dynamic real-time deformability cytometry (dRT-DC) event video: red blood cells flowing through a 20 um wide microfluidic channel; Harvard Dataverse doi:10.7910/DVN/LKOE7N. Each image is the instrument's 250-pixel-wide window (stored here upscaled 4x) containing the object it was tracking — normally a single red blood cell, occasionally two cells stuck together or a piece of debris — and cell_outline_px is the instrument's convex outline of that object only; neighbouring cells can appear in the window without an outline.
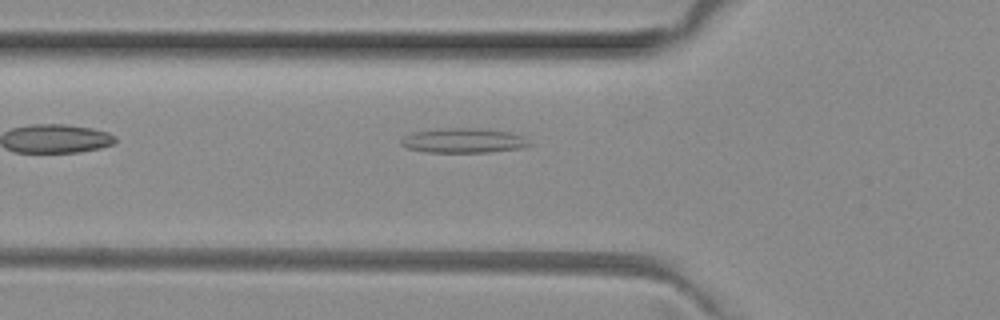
{"species": "common noctule bat (a hibernating species)", "species_latin": "Nyctalus noctula", "temperature_condition": "room temperature", "stored_images_in_passage": 6, "camera_frame_rate_fps": 3000, "um_per_image_px": 0.085, "animal": {"sex": "female", "body_mass_g": 29.2, "forearm_length_mm": 56.3}, "frame": {"image": 1, "passage_image": 6, "time_ms": 1.667, "image_size_px": [1000, 320], "cell_outline_px": [[532, 144], [524, 148], [488, 152], [428, 152], [408, 148], [400, 144], [400, 140], [404, 136], [412, 132], [444, 128], [476, 128], [508, 132], [520, 136]], "centroid_in_image_um": [39.36, 11.95], "position_along_channel_um": 86.4, "area_um2": 18.26}}